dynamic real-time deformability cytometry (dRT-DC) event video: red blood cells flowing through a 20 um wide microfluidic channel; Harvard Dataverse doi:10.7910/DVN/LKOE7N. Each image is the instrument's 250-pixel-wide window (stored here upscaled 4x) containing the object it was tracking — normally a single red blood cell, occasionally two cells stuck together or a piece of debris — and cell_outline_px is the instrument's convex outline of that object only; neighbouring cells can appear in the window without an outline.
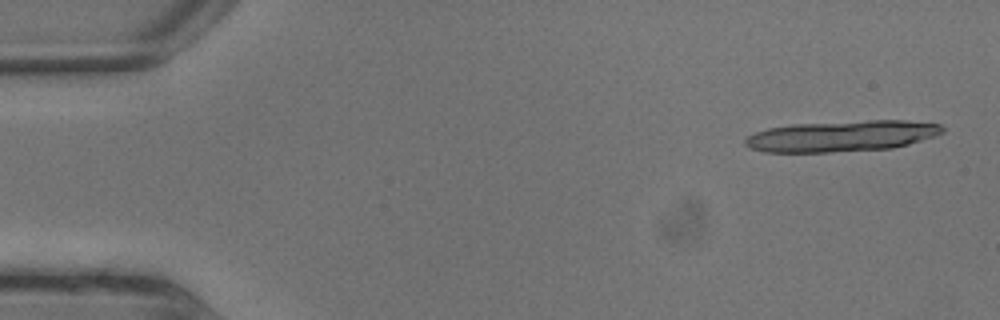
{"species": "common noctule bat (a hibernating species)", "species_latin": "Nyctalus noctula", "temperature_condition": "warm", "stored_images_in_passage": 7, "segment_of_instrument_passage": [1, 2], "camera_frame_rate_fps": 3000, "um_per_image_px": 0.085, "animal": {"sex": "male", "body_mass_g": 13.3}, "frame": {"image": 1, "passage_image": 1, "time_ms": 0.0, "image_size_px": [1000, 320], "cell_outline_px": [[944, 132], [936, 136], [908, 144], [892, 148], [828, 152], [764, 152], [748, 148], [744, 144], [744, 140], [748, 136], [756, 132], [768, 128], [792, 124], [872, 120], [904, 120], [940, 124], [944, 128]], "centroid_in_image_um": [71.54, 11.56], "position_along_channel_um": 13.5, "area_um2": 35.66}}